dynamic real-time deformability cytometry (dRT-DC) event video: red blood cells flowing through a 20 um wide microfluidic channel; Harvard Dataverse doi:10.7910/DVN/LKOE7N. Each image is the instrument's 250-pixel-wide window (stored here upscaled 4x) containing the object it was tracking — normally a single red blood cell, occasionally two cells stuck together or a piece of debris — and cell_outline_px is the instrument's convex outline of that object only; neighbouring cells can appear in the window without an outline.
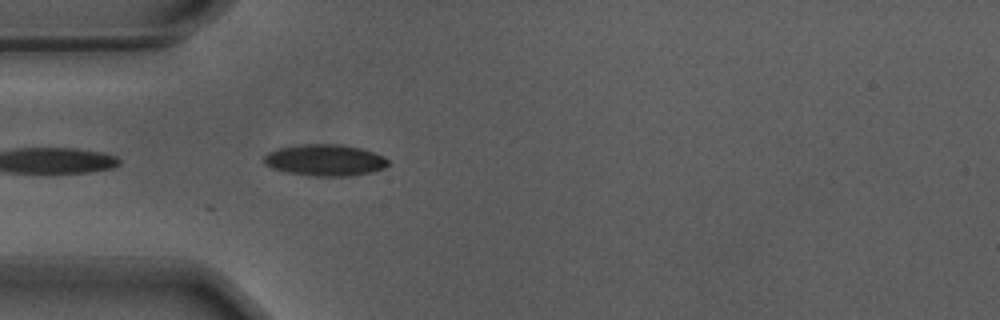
{"species": "Egyptian fruit bat (a non-hibernating species)", "species_latin": "Rousettus aegyptiacus", "temperature_condition": "warm", "stored_images_in_passage": 2, "camera_frame_rate_fps": 3000, "um_per_image_px": 0.085, "animal": {"sex": "male"}, "frame": {"image": 1, "passage_image": 2, "time_ms": 0.333, "image_size_px": [1000, 320], "cell_outline_px": [[388, 164], [384, 168], [372, 172], [352, 176], [312, 176], [284, 172], [272, 168], [264, 164], [264, 156], [268, 152], [280, 148], [304, 144], [344, 144], [360, 148], [384, 156], [388, 160]], "centroid_in_image_um": [27.62, 13.62], "position_along_channel_um": 57.4, "area_um2": 22.89}}